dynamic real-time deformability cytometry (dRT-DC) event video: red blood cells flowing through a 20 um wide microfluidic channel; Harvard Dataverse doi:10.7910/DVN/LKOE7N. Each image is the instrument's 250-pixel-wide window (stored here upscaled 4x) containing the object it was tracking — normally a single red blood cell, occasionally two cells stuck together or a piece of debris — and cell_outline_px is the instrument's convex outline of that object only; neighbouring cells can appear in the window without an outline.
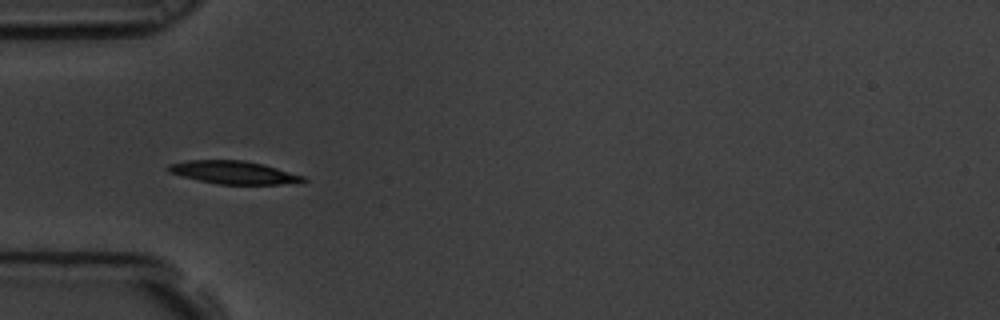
{"species": "common noctule bat (a hibernating species)", "species_latin": "Nyctalus noctula", "temperature_condition": "room temperature", "stored_images_in_passage": 7, "camera_frame_rate_fps": 3000, "um_per_image_px": 0.085, "animal": {"sex": "male", "body_mass_g": 19.5, "forearm_length_mm": 54.6}, "frame": {"image": 1, "passage_image": 6, "time_ms": 1.667, "image_size_px": [1000, 320], "cell_outline_px": [[308, 180], [300, 184], [216, 184], [168, 172], [164, 168], [168, 164], [184, 160], [244, 160], [264, 164], [304, 176]], "centroid_in_image_um": [19.88, 14.65], "position_along_channel_um": 65.1, "area_um2": 18.26}}
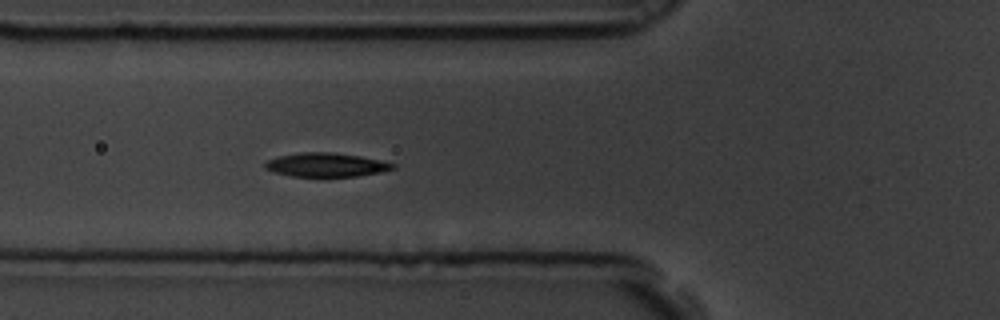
{"frame": {"image": 2, "passage_image": 7, "time_ms": 2.0, "image_size_px": [1000, 320], "cell_outline_px": [[396, 168], [380, 172], [356, 176], [292, 176], [272, 172], [264, 168], [264, 164], [268, 160], [280, 156], [300, 152], [332, 152], [360, 156], [380, 160], [396, 164]], "centroid_in_image_um": [27.71, 14.01], "position_along_channel_um": 98.1, "area_um2": 17.69}}